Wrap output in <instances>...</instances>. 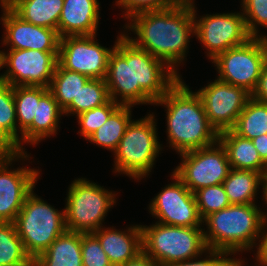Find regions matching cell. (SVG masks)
<instances>
[{
	"label": "cell",
	"mask_w": 267,
	"mask_h": 266,
	"mask_svg": "<svg viewBox=\"0 0 267 266\" xmlns=\"http://www.w3.org/2000/svg\"><path fill=\"white\" fill-rule=\"evenodd\" d=\"M267 60V38H250L245 44L219 54L212 63L217 67V79L246 89H255Z\"/></svg>",
	"instance_id": "cell-9"
},
{
	"label": "cell",
	"mask_w": 267,
	"mask_h": 266,
	"mask_svg": "<svg viewBox=\"0 0 267 266\" xmlns=\"http://www.w3.org/2000/svg\"><path fill=\"white\" fill-rule=\"evenodd\" d=\"M99 6L98 0H64L58 22L59 37L97 34Z\"/></svg>",
	"instance_id": "cell-19"
},
{
	"label": "cell",
	"mask_w": 267,
	"mask_h": 266,
	"mask_svg": "<svg viewBox=\"0 0 267 266\" xmlns=\"http://www.w3.org/2000/svg\"><path fill=\"white\" fill-rule=\"evenodd\" d=\"M219 141L226 149L231 169L267 173V164L260 158L252 140L239 136L233 130H226L219 133Z\"/></svg>",
	"instance_id": "cell-20"
},
{
	"label": "cell",
	"mask_w": 267,
	"mask_h": 266,
	"mask_svg": "<svg viewBox=\"0 0 267 266\" xmlns=\"http://www.w3.org/2000/svg\"><path fill=\"white\" fill-rule=\"evenodd\" d=\"M24 152L18 142L0 125V158H12Z\"/></svg>",
	"instance_id": "cell-38"
},
{
	"label": "cell",
	"mask_w": 267,
	"mask_h": 266,
	"mask_svg": "<svg viewBox=\"0 0 267 266\" xmlns=\"http://www.w3.org/2000/svg\"><path fill=\"white\" fill-rule=\"evenodd\" d=\"M81 255L83 266H113L92 233H81Z\"/></svg>",
	"instance_id": "cell-36"
},
{
	"label": "cell",
	"mask_w": 267,
	"mask_h": 266,
	"mask_svg": "<svg viewBox=\"0 0 267 266\" xmlns=\"http://www.w3.org/2000/svg\"><path fill=\"white\" fill-rule=\"evenodd\" d=\"M243 16L248 34L251 37L259 38L267 36L259 35V25L267 28V0H242Z\"/></svg>",
	"instance_id": "cell-34"
},
{
	"label": "cell",
	"mask_w": 267,
	"mask_h": 266,
	"mask_svg": "<svg viewBox=\"0 0 267 266\" xmlns=\"http://www.w3.org/2000/svg\"><path fill=\"white\" fill-rule=\"evenodd\" d=\"M261 186H262V190H263L262 191L263 192V199H264L265 203L267 204V173H265L263 175ZM262 215H263L264 220H267V213H264L262 211Z\"/></svg>",
	"instance_id": "cell-43"
},
{
	"label": "cell",
	"mask_w": 267,
	"mask_h": 266,
	"mask_svg": "<svg viewBox=\"0 0 267 266\" xmlns=\"http://www.w3.org/2000/svg\"><path fill=\"white\" fill-rule=\"evenodd\" d=\"M89 79L86 75L66 70L57 64L49 91L53 94L59 107L64 110L72 102V99L77 98L81 87Z\"/></svg>",
	"instance_id": "cell-28"
},
{
	"label": "cell",
	"mask_w": 267,
	"mask_h": 266,
	"mask_svg": "<svg viewBox=\"0 0 267 266\" xmlns=\"http://www.w3.org/2000/svg\"><path fill=\"white\" fill-rule=\"evenodd\" d=\"M196 93L203 103L209 123L218 134L234 128L238 116L251 98V93L246 89L218 79Z\"/></svg>",
	"instance_id": "cell-15"
},
{
	"label": "cell",
	"mask_w": 267,
	"mask_h": 266,
	"mask_svg": "<svg viewBox=\"0 0 267 266\" xmlns=\"http://www.w3.org/2000/svg\"><path fill=\"white\" fill-rule=\"evenodd\" d=\"M267 220H264L261 228V232L258 238V246L256 252V263L258 266H267V230H264L265 227L267 229Z\"/></svg>",
	"instance_id": "cell-39"
},
{
	"label": "cell",
	"mask_w": 267,
	"mask_h": 266,
	"mask_svg": "<svg viewBox=\"0 0 267 266\" xmlns=\"http://www.w3.org/2000/svg\"><path fill=\"white\" fill-rule=\"evenodd\" d=\"M110 100L105 79H89L80 89L77 98L63 110V114L79 115L82 112L102 106Z\"/></svg>",
	"instance_id": "cell-29"
},
{
	"label": "cell",
	"mask_w": 267,
	"mask_h": 266,
	"mask_svg": "<svg viewBox=\"0 0 267 266\" xmlns=\"http://www.w3.org/2000/svg\"><path fill=\"white\" fill-rule=\"evenodd\" d=\"M26 253L33 258L43 253L66 231L65 214L32 191L13 222Z\"/></svg>",
	"instance_id": "cell-7"
},
{
	"label": "cell",
	"mask_w": 267,
	"mask_h": 266,
	"mask_svg": "<svg viewBox=\"0 0 267 266\" xmlns=\"http://www.w3.org/2000/svg\"><path fill=\"white\" fill-rule=\"evenodd\" d=\"M120 266H159L152 258L141 252L137 257Z\"/></svg>",
	"instance_id": "cell-41"
},
{
	"label": "cell",
	"mask_w": 267,
	"mask_h": 266,
	"mask_svg": "<svg viewBox=\"0 0 267 266\" xmlns=\"http://www.w3.org/2000/svg\"><path fill=\"white\" fill-rule=\"evenodd\" d=\"M2 26L5 28L3 45L9 49H33L58 52L60 37L54 29L36 26L17 16L8 6L2 7Z\"/></svg>",
	"instance_id": "cell-17"
},
{
	"label": "cell",
	"mask_w": 267,
	"mask_h": 266,
	"mask_svg": "<svg viewBox=\"0 0 267 266\" xmlns=\"http://www.w3.org/2000/svg\"><path fill=\"white\" fill-rule=\"evenodd\" d=\"M188 0H116V6L125 10L124 18H130L145 11L161 10L182 6Z\"/></svg>",
	"instance_id": "cell-35"
},
{
	"label": "cell",
	"mask_w": 267,
	"mask_h": 266,
	"mask_svg": "<svg viewBox=\"0 0 267 266\" xmlns=\"http://www.w3.org/2000/svg\"><path fill=\"white\" fill-rule=\"evenodd\" d=\"M251 98L260 102H267V60L263 66L257 85L251 93Z\"/></svg>",
	"instance_id": "cell-40"
},
{
	"label": "cell",
	"mask_w": 267,
	"mask_h": 266,
	"mask_svg": "<svg viewBox=\"0 0 267 266\" xmlns=\"http://www.w3.org/2000/svg\"><path fill=\"white\" fill-rule=\"evenodd\" d=\"M116 193L86 178L73 180L64 208L67 231L93 233L102 227L104 218L116 203Z\"/></svg>",
	"instance_id": "cell-8"
},
{
	"label": "cell",
	"mask_w": 267,
	"mask_h": 266,
	"mask_svg": "<svg viewBox=\"0 0 267 266\" xmlns=\"http://www.w3.org/2000/svg\"><path fill=\"white\" fill-rule=\"evenodd\" d=\"M26 152L12 158H0V222L15 221L38 181L39 170L28 167L14 170L8 168L16 160L29 158Z\"/></svg>",
	"instance_id": "cell-16"
},
{
	"label": "cell",
	"mask_w": 267,
	"mask_h": 266,
	"mask_svg": "<svg viewBox=\"0 0 267 266\" xmlns=\"http://www.w3.org/2000/svg\"><path fill=\"white\" fill-rule=\"evenodd\" d=\"M173 183L168 184L149 203V213L160 224L201 228L195 195L172 172Z\"/></svg>",
	"instance_id": "cell-14"
},
{
	"label": "cell",
	"mask_w": 267,
	"mask_h": 266,
	"mask_svg": "<svg viewBox=\"0 0 267 266\" xmlns=\"http://www.w3.org/2000/svg\"><path fill=\"white\" fill-rule=\"evenodd\" d=\"M98 240L113 266H120L143 252L141 225L120 231L101 227L92 233Z\"/></svg>",
	"instance_id": "cell-18"
},
{
	"label": "cell",
	"mask_w": 267,
	"mask_h": 266,
	"mask_svg": "<svg viewBox=\"0 0 267 266\" xmlns=\"http://www.w3.org/2000/svg\"><path fill=\"white\" fill-rule=\"evenodd\" d=\"M193 1L195 36L203 44L207 57L214 60L230 48L245 44L252 38L246 29L242 12L206 14L197 20Z\"/></svg>",
	"instance_id": "cell-12"
},
{
	"label": "cell",
	"mask_w": 267,
	"mask_h": 266,
	"mask_svg": "<svg viewBox=\"0 0 267 266\" xmlns=\"http://www.w3.org/2000/svg\"><path fill=\"white\" fill-rule=\"evenodd\" d=\"M259 152L260 158L267 164V134H262L252 140Z\"/></svg>",
	"instance_id": "cell-42"
},
{
	"label": "cell",
	"mask_w": 267,
	"mask_h": 266,
	"mask_svg": "<svg viewBox=\"0 0 267 266\" xmlns=\"http://www.w3.org/2000/svg\"><path fill=\"white\" fill-rule=\"evenodd\" d=\"M181 163L173 173L191 191L222 184L231 170L225 147L215 144L181 153Z\"/></svg>",
	"instance_id": "cell-10"
},
{
	"label": "cell",
	"mask_w": 267,
	"mask_h": 266,
	"mask_svg": "<svg viewBox=\"0 0 267 266\" xmlns=\"http://www.w3.org/2000/svg\"><path fill=\"white\" fill-rule=\"evenodd\" d=\"M262 179V173L231 169L222 183L230 204H256L254 199H256Z\"/></svg>",
	"instance_id": "cell-24"
},
{
	"label": "cell",
	"mask_w": 267,
	"mask_h": 266,
	"mask_svg": "<svg viewBox=\"0 0 267 266\" xmlns=\"http://www.w3.org/2000/svg\"><path fill=\"white\" fill-rule=\"evenodd\" d=\"M94 35L64 36L59 41L58 64L90 79H105L113 48L101 46Z\"/></svg>",
	"instance_id": "cell-13"
},
{
	"label": "cell",
	"mask_w": 267,
	"mask_h": 266,
	"mask_svg": "<svg viewBox=\"0 0 267 266\" xmlns=\"http://www.w3.org/2000/svg\"><path fill=\"white\" fill-rule=\"evenodd\" d=\"M130 19L123 28L137 37L125 34L129 40L179 75L176 67L185 60L189 39L195 34L193 0L175 8L141 12Z\"/></svg>",
	"instance_id": "cell-2"
},
{
	"label": "cell",
	"mask_w": 267,
	"mask_h": 266,
	"mask_svg": "<svg viewBox=\"0 0 267 266\" xmlns=\"http://www.w3.org/2000/svg\"><path fill=\"white\" fill-rule=\"evenodd\" d=\"M132 107L120 105L87 140L114 152L125 134L127 126L132 121Z\"/></svg>",
	"instance_id": "cell-25"
},
{
	"label": "cell",
	"mask_w": 267,
	"mask_h": 266,
	"mask_svg": "<svg viewBox=\"0 0 267 266\" xmlns=\"http://www.w3.org/2000/svg\"><path fill=\"white\" fill-rule=\"evenodd\" d=\"M180 78L164 61L137 47L124 33L117 37L105 78L114 102L154 105Z\"/></svg>",
	"instance_id": "cell-1"
},
{
	"label": "cell",
	"mask_w": 267,
	"mask_h": 266,
	"mask_svg": "<svg viewBox=\"0 0 267 266\" xmlns=\"http://www.w3.org/2000/svg\"><path fill=\"white\" fill-rule=\"evenodd\" d=\"M63 3L64 0H11L8 7L22 20L58 32Z\"/></svg>",
	"instance_id": "cell-22"
},
{
	"label": "cell",
	"mask_w": 267,
	"mask_h": 266,
	"mask_svg": "<svg viewBox=\"0 0 267 266\" xmlns=\"http://www.w3.org/2000/svg\"><path fill=\"white\" fill-rule=\"evenodd\" d=\"M9 51V52H8ZM0 50V69L7 70L0 78L11 86H42L49 88L56 66L58 52L33 49Z\"/></svg>",
	"instance_id": "cell-11"
},
{
	"label": "cell",
	"mask_w": 267,
	"mask_h": 266,
	"mask_svg": "<svg viewBox=\"0 0 267 266\" xmlns=\"http://www.w3.org/2000/svg\"><path fill=\"white\" fill-rule=\"evenodd\" d=\"M232 130L239 136L250 140L267 134V102L250 98Z\"/></svg>",
	"instance_id": "cell-27"
},
{
	"label": "cell",
	"mask_w": 267,
	"mask_h": 266,
	"mask_svg": "<svg viewBox=\"0 0 267 266\" xmlns=\"http://www.w3.org/2000/svg\"><path fill=\"white\" fill-rule=\"evenodd\" d=\"M155 115L132 120L114 151V172L135 180L149 175L162 149L156 131Z\"/></svg>",
	"instance_id": "cell-5"
},
{
	"label": "cell",
	"mask_w": 267,
	"mask_h": 266,
	"mask_svg": "<svg viewBox=\"0 0 267 266\" xmlns=\"http://www.w3.org/2000/svg\"><path fill=\"white\" fill-rule=\"evenodd\" d=\"M119 106L120 104L110 99L102 106L80 113L77 115L81 127L78 133L87 140Z\"/></svg>",
	"instance_id": "cell-33"
},
{
	"label": "cell",
	"mask_w": 267,
	"mask_h": 266,
	"mask_svg": "<svg viewBox=\"0 0 267 266\" xmlns=\"http://www.w3.org/2000/svg\"><path fill=\"white\" fill-rule=\"evenodd\" d=\"M11 266H36V260L33 257H29L26 261Z\"/></svg>",
	"instance_id": "cell-44"
},
{
	"label": "cell",
	"mask_w": 267,
	"mask_h": 266,
	"mask_svg": "<svg viewBox=\"0 0 267 266\" xmlns=\"http://www.w3.org/2000/svg\"><path fill=\"white\" fill-rule=\"evenodd\" d=\"M0 125L21 145L18 133L13 86L6 84L0 78Z\"/></svg>",
	"instance_id": "cell-32"
},
{
	"label": "cell",
	"mask_w": 267,
	"mask_h": 266,
	"mask_svg": "<svg viewBox=\"0 0 267 266\" xmlns=\"http://www.w3.org/2000/svg\"><path fill=\"white\" fill-rule=\"evenodd\" d=\"M143 252L159 266L200 257L208 249L203 228L179 227L156 222L141 225Z\"/></svg>",
	"instance_id": "cell-6"
},
{
	"label": "cell",
	"mask_w": 267,
	"mask_h": 266,
	"mask_svg": "<svg viewBox=\"0 0 267 266\" xmlns=\"http://www.w3.org/2000/svg\"><path fill=\"white\" fill-rule=\"evenodd\" d=\"M154 104L166 108L169 147L178 154L211 146L219 140L199 95L192 92L182 78Z\"/></svg>",
	"instance_id": "cell-3"
},
{
	"label": "cell",
	"mask_w": 267,
	"mask_h": 266,
	"mask_svg": "<svg viewBox=\"0 0 267 266\" xmlns=\"http://www.w3.org/2000/svg\"><path fill=\"white\" fill-rule=\"evenodd\" d=\"M11 0H0V6L1 7H5V6H9Z\"/></svg>",
	"instance_id": "cell-46"
},
{
	"label": "cell",
	"mask_w": 267,
	"mask_h": 266,
	"mask_svg": "<svg viewBox=\"0 0 267 266\" xmlns=\"http://www.w3.org/2000/svg\"><path fill=\"white\" fill-rule=\"evenodd\" d=\"M62 115L63 110L48 90L37 104V121H32V124L22 133V142L37 145L43 139L57 134Z\"/></svg>",
	"instance_id": "cell-21"
},
{
	"label": "cell",
	"mask_w": 267,
	"mask_h": 266,
	"mask_svg": "<svg viewBox=\"0 0 267 266\" xmlns=\"http://www.w3.org/2000/svg\"><path fill=\"white\" fill-rule=\"evenodd\" d=\"M244 263H246L244 260L238 258L236 259L234 266H244Z\"/></svg>",
	"instance_id": "cell-45"
},
{
	"label": "cell",
	"mask_w": 267,
	"mask_h": 266,
	"mask_svg": "<svg viewBox=\"0 0 267 266\" xmlns=\"http://www.w3.org/2000/svg\"><path fill=\"white\" fill-rule=\"evenodd\" d=\"M48 90L49 88L42 86L13 87L16 119L18 123V132L21 131L22 149V133L32 124V121H37V104L39 103V99Z\"/></svg>",
	"instance_id": "cell-26"
},
{
	"label": "cell",
	"mask_w": 267,
	"mask_h": 266,
	"mask_svg": "<svg viewBox=\"0 0 267 266\" xmlns=\"http://www.w3.org/2000/svg\"><path fill=\"white\" fill-rule=\"evenodd\" d=\"M29 257L14 223L0 222V266L15 265Z\"/></svg>",
	"instance_id": "cell-30"
},
{
	"label": "cell",
	"mask_w": 267,
	"mask_h": 266,
	"mask_svg": "<svg viewBox=\"0 0 267 266\" xmlns=\"http://www.w3.org/2000/svg\"><path fill=\"white\" fill-rule=\"evenodd\" d=\"M206 253L209 255H207L205 259L198 260V257H196L168 266H234L237 259L228 257L229 255L231 256V254L220 250L207 249Z\"/></svg>",
	"instance_id": "cell-37"
},
{
	"label": "cell",
	"mask_w": 267,
	"mask_h": 266,
	"mask_svg": "<svg viewBox=\"0 0 267 266\" xmlns=\"http://www.w3.org/2000/svg\"><path fill=\"white\" fill-rule=\"evenodd\" d=\"M35 260L36 266H83L81 233L66 230Z\"/></svg>",
	"instance_id": "cell-23"
},
{
	"label": "cell",
	"mask_w": 267,
	"mask_h": 266,
	"mask_svg": "<svg viewBox=\"0 0 267 266\" xmlns=\"http://www.w3.org/2000/svg\"><path fill=\"white\" fill-rule=\"evenodd\" d=\"M194 195L198 212L202 220L210 214L231 205L223 184L198 189L194 192Z\"/></svg>",
	"instance_id": "cell-31"
},
{
	"label": "cell",
	"mask_w": 267,
	"mask_h": 266,
	"mask_svg": "<svg viewBox=\"0 0 267 266\" xmlns=\"http://www.w3.org/2000/svg\"><path fill=\"white\" fill-rule=\"evenodd\" d=\"M263 222L262 211L256 204H231L203 220L207 227L203 231L204 241L208 249L233 256L250 251L257 246Z\"/></svg>",
	"instance_id": "cell-4"
}]
</instances>
